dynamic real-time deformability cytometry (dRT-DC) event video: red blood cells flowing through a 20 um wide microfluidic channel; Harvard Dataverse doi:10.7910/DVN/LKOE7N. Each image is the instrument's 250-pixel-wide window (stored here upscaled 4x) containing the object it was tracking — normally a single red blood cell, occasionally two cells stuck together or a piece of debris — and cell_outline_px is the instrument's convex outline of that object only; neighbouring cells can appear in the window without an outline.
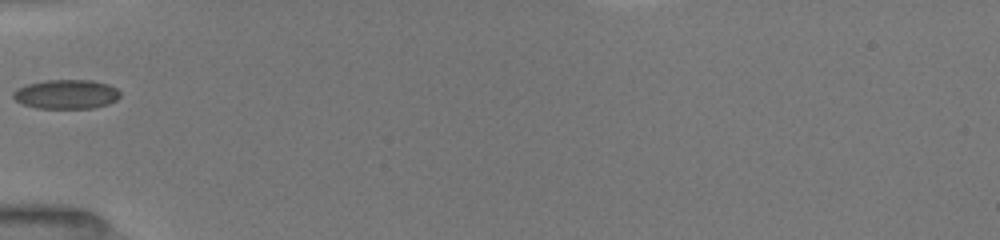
{"species": "common noctule bat (a hibernating species)", "species_latin": "Nyctalus noctula", "temperature_condition": "room temperature", "stored_images_in_passage": 10, "camera_frame_rate_fps": 3000, "um_per_image_px": 0.085, "animal": {"sex": "female", "body_mass_g": 19.5, "forearm_length_mm": 54.1}, "frame": {"image": 1, "passage_image": 1, "time_ms": 0.0, "image_size_px": [1000, 240], "cell_outline_px": [[120, 96], [116, 100], [108, 104], [92, 108], [36, 108], [24, 104], [16, 100], [12, 96], [12, 92], [28, 84], [48, 80], [92, 80], [108, 84], [116, 88], [120, 92]], "centroid_in_image_um": [5.66, 8.01], "position_along_channel_um": 79.3, "area_um2": 18.09}}